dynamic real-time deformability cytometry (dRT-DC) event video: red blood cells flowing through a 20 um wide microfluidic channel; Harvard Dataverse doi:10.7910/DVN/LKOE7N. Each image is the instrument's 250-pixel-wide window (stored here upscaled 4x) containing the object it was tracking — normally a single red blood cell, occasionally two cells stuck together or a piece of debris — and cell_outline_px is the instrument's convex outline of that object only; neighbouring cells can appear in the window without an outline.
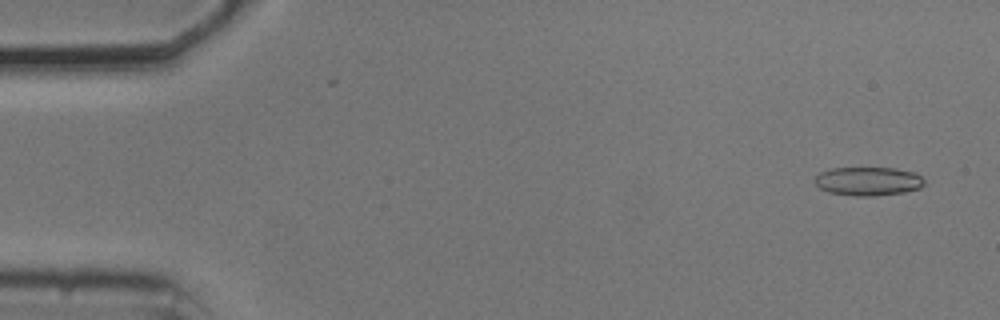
{"species": "common noctule bat (a hibernating species)", "species_latin": "Nyctalus noctula", "temperature_condition": "cold", "stored_images_in_passage": 51, "camera_frame_rate_fps": 3000, "um_per_image_px": 0.085, "animal": {"sex": "male", "body_mass_g": 20.5, "forearm_length_mm": 52.5}, "frame": {"image": 1, "passage_image": 3, "time_ms": 0.667, "image_size_px": [1000, 320], "cell_outline_px": [[924, 184], [920, 188], [904, 192], [872, 196], [856, 196], [828, 192], [820, 188], [812, 180], [820, 172], [832, 168], [896, 168], [916, 172], [924, 180]], "centroid_in_image_um": [73.79, 15.4], "position_along_channel_um": 11.2, "area_um2": 18.38}}
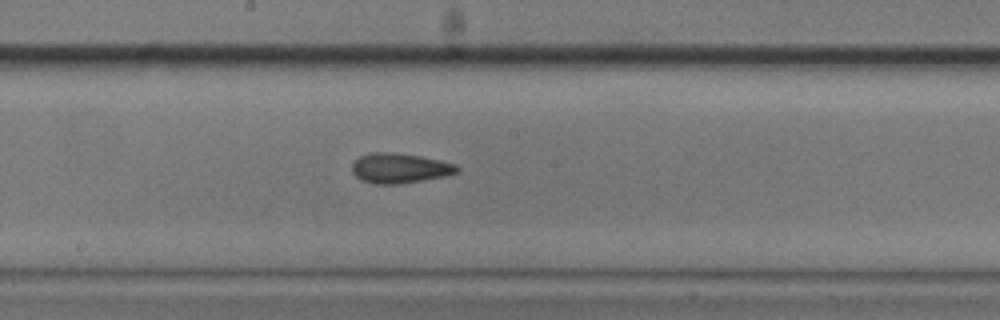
{"frame": {"image": 2, "passage_image": 29, "time_ms": 9.333, "image_size_px": [1000, 320], "cell_outline_px": [[460, 172], [448, 176], [400, 184], [376, 184], [360, 180], [352, 172], [352, 164], [360, 156], [368, 152], [392, 152], [420, 156], [440, 160], [456, 164], [460, 168]], "centroid_in_image_um": [34.0, 14.3], "position_along_channel_um": 214.2, "area_um2": 18.61}}
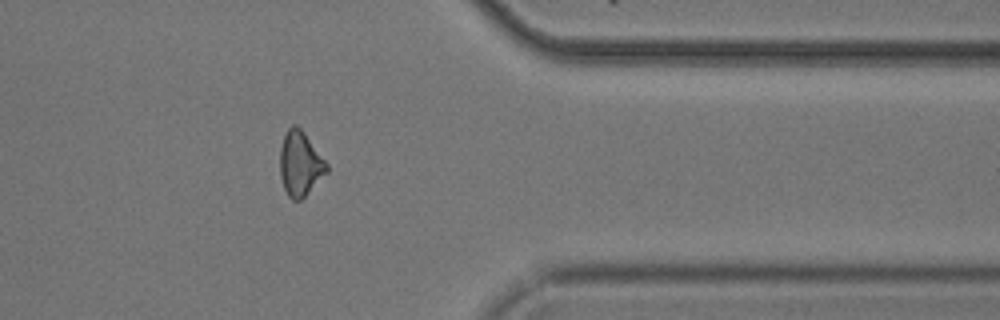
{"frame": {"image": 3, "passage_image": 44, "time_ms": 14.333, "image_size_px": [1000, 320], "cell_outline_px": [[328, 172], [300, 200], [292, 200], [288, 196], [284, 188], [280, 176], [280, 148], [284, 136], [288, 128], [292, 124], [296, 124], [304, 132], [328, 164]], "centroid_in_image_um": [25.51, 13.9], "position_along_channel_um": 385.9, "area_um2": 17.51}}